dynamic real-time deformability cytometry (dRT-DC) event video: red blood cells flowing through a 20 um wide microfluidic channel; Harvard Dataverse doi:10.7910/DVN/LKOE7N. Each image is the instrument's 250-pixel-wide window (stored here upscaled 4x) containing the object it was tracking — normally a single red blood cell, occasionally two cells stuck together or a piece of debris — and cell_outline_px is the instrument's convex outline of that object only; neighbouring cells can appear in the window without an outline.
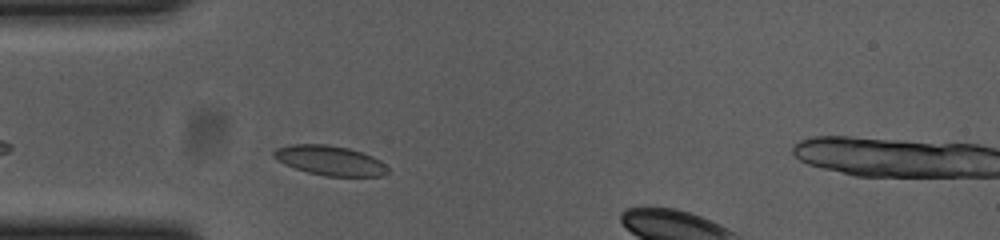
{"species": "common noctule bat (a hibernating species)", "species_latin": "Nyctalus noctula", "temperature_condition": "cold", "stored_images_in_passage": 21, "camera_frame_rate_fps": 3000, "um_per_image_px": 0.085, "animal": {"sex": "female", "body_mass_g": 23.0, "forearm_length_mm": 53.4}, "frame": {"image": 1, "passage_image": 4, "time_ms": 1.0, "image_size_px": [1000, 240], "cell_outline_px": [[388, 172], [384, 176], [324, 176], [308, 172], [284, 164], [272, 156], [272, 152], [276, 148], [288, 144], [328, 144], [348, 148], [372, 156], [380, 160], [388, 168]], "centroid_in_image_um": [28.02, 13.63], "position_along_channel_um": 57.0, "area_um2": 19.77}}
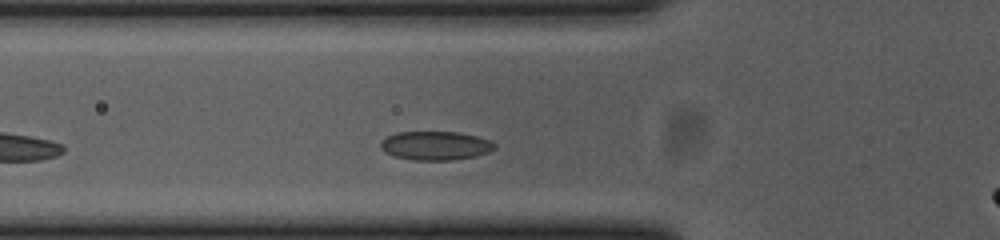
{"frame": {"image": 2, "passage_image": 7, "time_ms": 2.0, "image_size_px": [1000, 240], "cell_outline_px": [[496, 148], [488, 152], [476, 156], [452, 160], [416, 160], [396, 156], [380, 148], [380, 144], [388, 136], [396, 132], [460, 132], [492, 140], [496, 144]], "centroid_in_image_um": [37.08, 12.37], "position_along_channel_um": 88.7, "area_um2": 19.02}}
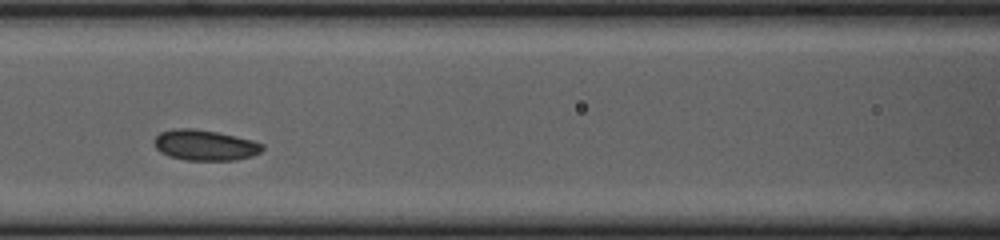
{"frame": {"image": 3, "passage_image": 12, "time_ms": 3.667, "image_size_px": [1000, 240], "cell_outline_px": [[264, 148], [260, 152], [252, 156], [236, 160], [184, 160], [168, 156], [160, 152], [156, 148], [152, 140], [160, 132], [176, 128], [196, 128], [216, 132], [252, 140], [264, 144]], "centroid_in_image_um": [17.39, 12.34], "position_along_channel_um": 149.2, "area_um2": 19.42}}